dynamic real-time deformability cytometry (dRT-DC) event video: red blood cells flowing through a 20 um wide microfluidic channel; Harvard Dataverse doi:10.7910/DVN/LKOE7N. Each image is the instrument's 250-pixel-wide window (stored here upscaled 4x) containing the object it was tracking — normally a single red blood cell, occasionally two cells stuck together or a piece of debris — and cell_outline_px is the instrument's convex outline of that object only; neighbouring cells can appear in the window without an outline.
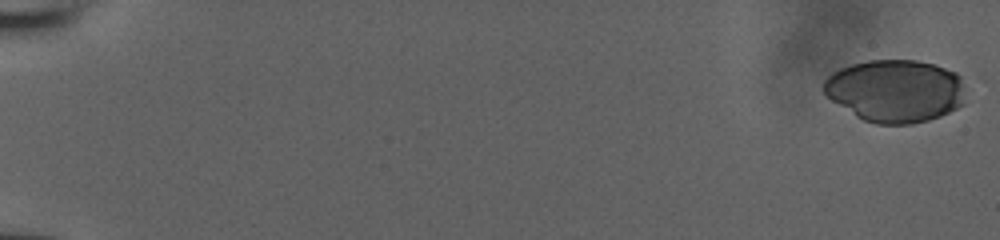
{"species": "human", "species_latin": "Homo sapiens", "temperature_condition": "room temperature", "stored_images_in_passage": 47, "camera_frame_rate_fps": 3000, "um_per_image_px": 0.085, "donor": {"sex": "male"}, "frame": {"image": 1, "passage_image": 1, "time_ms": 0.0, "image_size_px": [1000, 240], "cell_outline_px": [[964, 104], [940, 116], [928, 120], [912, 124], [876, 124], [864, 120], [856, 116], [824, 96], [824, 80], [832, 72], [840, 68], [852, 64], [868, 60], [916, 60], [936, 64], [956, 72], [960, 76]], "centroid_in_image_um": [76.08, 7.71], "position_along_channel_um": 8.9, "area_um2": 51.9}}
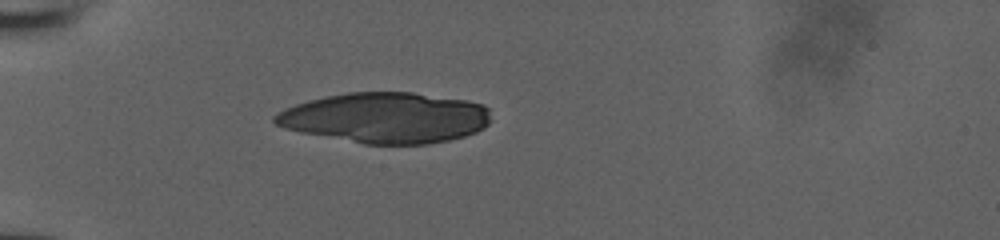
{"frame": {"image": 2, "passage_image": 12, "time_ms": 3.667, "image_size_px": [1000, 240], "cell_outline_px": [[492, 120], [484, 128], [476, 132], [464, 136], [448, 140], [428, 144], [364, 144], [300, 132], [284, 128], [276, 124], [272, 120], [272, 116], [284, 108], [308, 100], [324, 96], [348, 92], [412, 92], [468, 100], [484, 104], [488, 108]], "centroid_in_image_um": [32.79, 10.0], "position_along_channel_um": 52.2, "area_um2": 64.1}}